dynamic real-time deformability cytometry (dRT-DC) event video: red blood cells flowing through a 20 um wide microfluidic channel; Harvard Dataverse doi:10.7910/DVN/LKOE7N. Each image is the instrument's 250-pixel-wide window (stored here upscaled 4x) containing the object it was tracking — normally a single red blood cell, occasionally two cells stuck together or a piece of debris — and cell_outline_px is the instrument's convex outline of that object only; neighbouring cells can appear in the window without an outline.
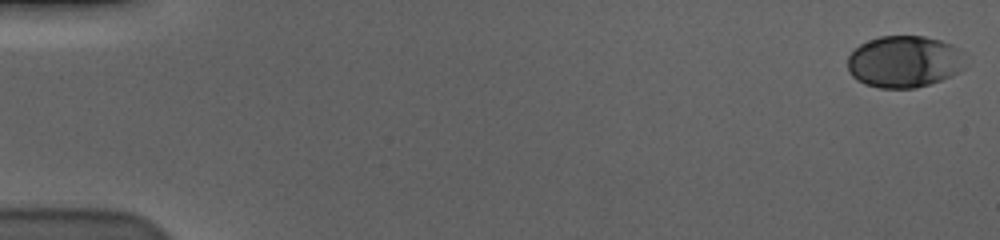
{"species": "human", "species_latin": "Homo sapiens", "temperature_condition": "cold", "stored_images_in_passage": 7, "camera_frame_rate_fps": 3000, "um_per_image_px": 0.085, "donor": {"sex": "male"}, "frame": {"image": 1, "passage_image": 1, "time_ms": 0.0, "image_size_px": [1000, 240], "cell_outline_px": [[968, 52], [964, 68], [960, 72], [952, 76], [916, 88], [880, 88], [864, 84], [856, 80], [852, 76], [848, 68], [848, 56], [860, 44], [868, 40], [880, 36], [924, 36], [940, 40], [952, 44]], "centroid_in_image_um": [76.93, 5.23], "position_along_channel_um": 8.1, "area_um2": 36.18}}